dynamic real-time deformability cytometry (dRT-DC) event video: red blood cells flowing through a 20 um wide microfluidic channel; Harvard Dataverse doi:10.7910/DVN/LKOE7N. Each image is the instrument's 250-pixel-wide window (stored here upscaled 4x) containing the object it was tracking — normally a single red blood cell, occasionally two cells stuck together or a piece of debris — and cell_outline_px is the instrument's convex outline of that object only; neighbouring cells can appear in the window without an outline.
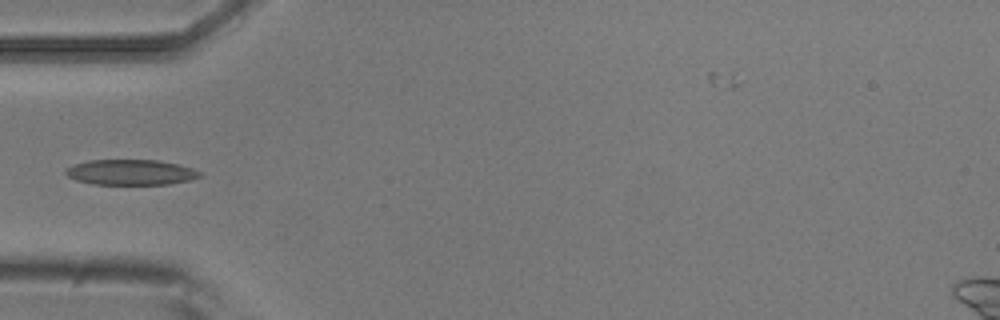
{"species": "common noctule bat (a hibernating species)", "species_latin": "Nyctalus noctula", "temperature_condition": "room temperature", "stored_images_in_passage": 38, "camera_frame_rate_fps": 3000, "um_per_image_px": 0.085, "animal": {"sex": "male", "body_mass_g": 20.5, "forearm_length_mm": 52.5}, "frame": {"image": 1, "passage_image": 1, "time_ms": 0.0, "image_size_px": [1000, 320], "cell_outline_px": [[200, 176], [192, 180], [168, 184], [92, 184], [76, 180], [68, 176], [64, 172], [68, 168], [76, 164], [88, 160], [156, 160], [176, 164], [192, 168], [200, 172]], "centroid_in_image_um": [11.12, 14.65], "position_along_channel_um": 73.9, "area_um2": 19.65}}
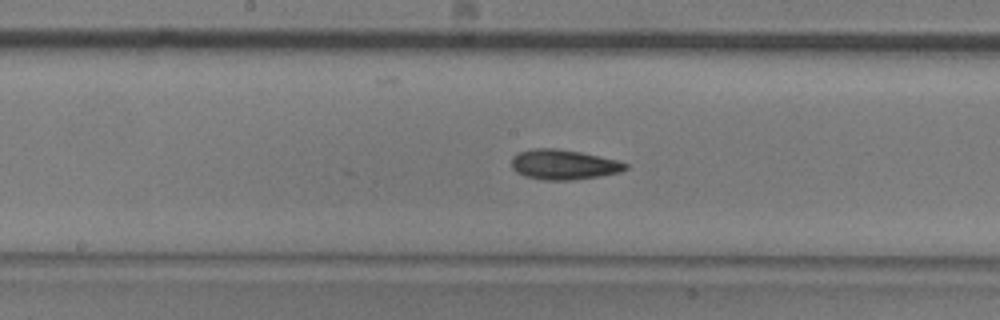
{"frame": {"image": 2, "passage_image": 11, "time_ms": 3.333, "image_size_px": [1000, 320], "cell_outline_px": [[628, 168], [620, 172], [600, 176], [572, 180], [544, 180], [524, 176], [516, 172], [512, 168], [512, 156], [520, 152], [532, 148], [556, 148], [580, 152], [600, 156], [616, 160], [628, 164]], "centroid_in_image_um": [47.89, 13.99], "position_along_channel_um": 200.3, "area_um2": 19.94}}
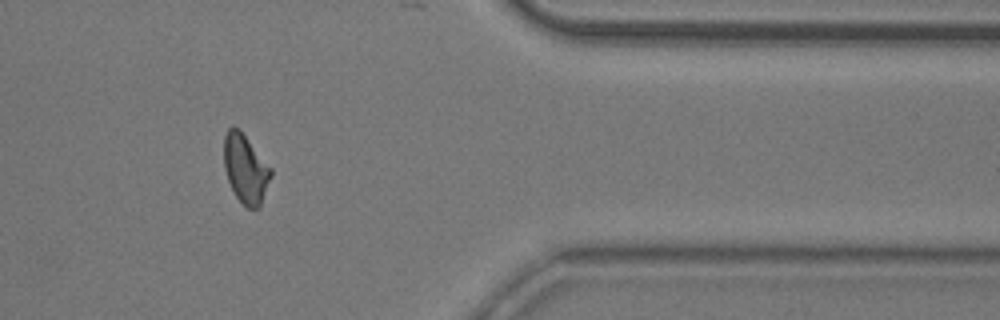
{"frame": {"image": 3, "passage_image": 28, "time_ms": 9.0, "image_size_px": [1000, 320], "cell_outline_px": [[272, 176], [260, 208], [248, 208], [236, 196], [228, 180], [224, 168], [224, 136], [228, 128], [232, 124], [240, 128], [272, 168]], "centroid_in_image_um": [20.88, 14.3], "position_along_channel_um": 390.5, "area_um2": 19.13}}